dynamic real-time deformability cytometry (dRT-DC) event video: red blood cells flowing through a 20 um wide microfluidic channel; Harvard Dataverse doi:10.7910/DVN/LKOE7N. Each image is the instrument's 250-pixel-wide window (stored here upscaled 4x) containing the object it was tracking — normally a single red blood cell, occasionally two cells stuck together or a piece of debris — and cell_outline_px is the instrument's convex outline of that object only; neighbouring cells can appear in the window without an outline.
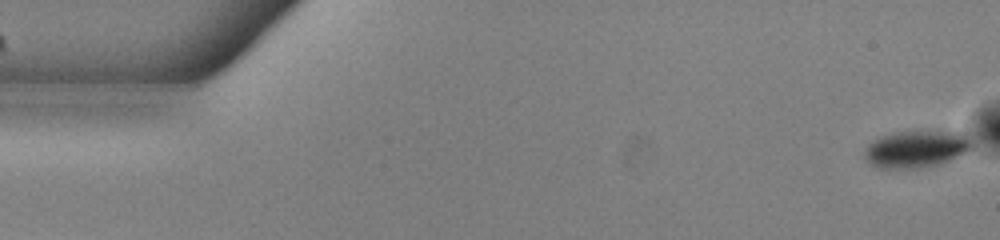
{"species": "common noctule bat (a hibernating species)", "species_latin": "Nyctalus noctula", "temperature_condition": "warm", "stored_images_in_passage": 53, "camera_frame_rate_fps": 3000, "um_per_image_px": 0.085, "animal": {"sex": "male", "body_mass_g": 13.0, "forearm_length_mm": 53.1}, "frame": {"image": 1, "passage_image": 1, "time_ms": 0.0, "image_size_px": [1000, 240], "cell_outline_px": [[972, 148], [948, 160], [936, 164], [920, 168], [880, 168], [872, 164], [864, 156], [864, 152], [868, 144], [880, 136], [900, 132], [960, 132], [972, 144]], "centroid_in_image_um": [77.82, 12.68], "position_along_channel_um": 7.2, "area_um2": 22.37}}
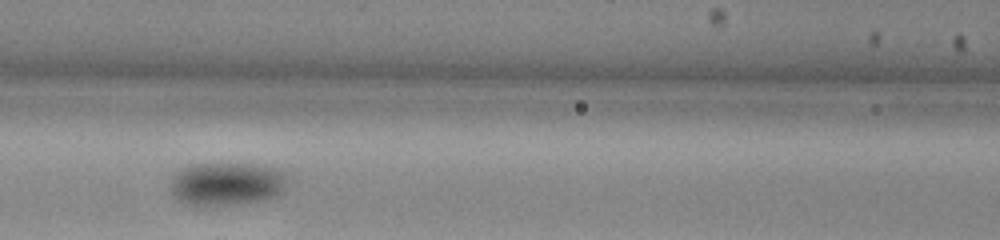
{"frame": {"image": 2, "passage_image": 23, "time_ms": 7.333, "image_size_px": [1000, 240], "cell_outline_px": [[284, 188], [280, 192], [272, 196], [260, 200], [220, 204], [188, 204], [180, 200], [172, 192], [172, 176], [180, 168], [192, 164], [256, 164], [272, 168], [280, 172], [284, 180]], "centroid_in_image_um": [19.19, 15.59], "position_along_channel_um": 147.4, "area_um2": 28.15}}
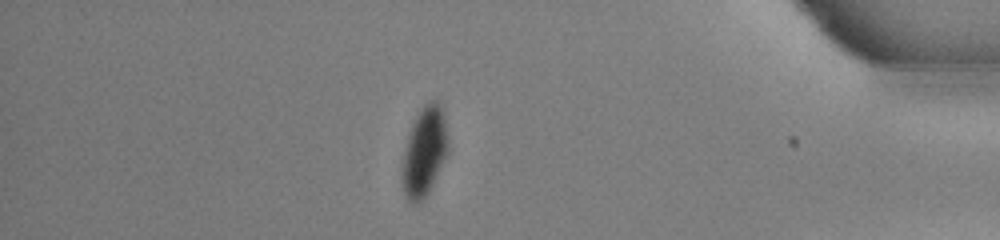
{"frame": {"image": 3, "passage_image": 46, "time_ms": 15.0, "image_size_px": [1000, 240], "cell_outline_px": [[448, 152], [428, 192], [416, 204], [412, 204], [408, 200], [404, 192], [400, 172], [404, 152], [408, 136], [412, 124], [420, 108], [428, 100], [440, 100], [444, 112], [448, 140]], "centroid_in_image_um": [36.07, 12.83], "position_along_channel_um": 399.1, "area_um2": 23.99}, "authors_computed_cell_mechanics": {"area_um2": 25.8366, "velocity_mm_per_s": 3.8389, "shape_relaxation_time_tau1_ms": null, "shape_relaxation_time_tau2_ms": 6.2695, "deformation_change_tau1": null, "deformation_change_tau2": 0.0386}}